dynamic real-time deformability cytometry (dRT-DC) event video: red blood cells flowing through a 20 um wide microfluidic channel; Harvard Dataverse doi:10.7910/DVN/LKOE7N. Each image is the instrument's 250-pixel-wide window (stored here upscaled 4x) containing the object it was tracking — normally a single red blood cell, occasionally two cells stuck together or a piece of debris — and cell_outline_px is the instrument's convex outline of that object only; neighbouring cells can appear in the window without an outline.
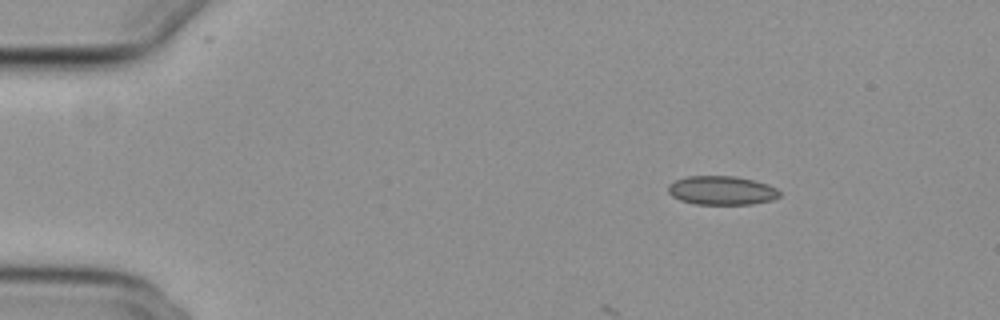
{"species": "common noctule bat (a hibernating species)", "species_latin": "Nyctalus noctula", "temperature_condition": "cold", "stored_images_in_passage": 9, "camera_frame_rate_fps": 3000, "um_per_image_px": 0.085, "animal": {"sex": "female", "body_mass_g": 29.2, "forearm_length_mm": 56.3}, "frame": {"image": 1, "passage_image": 1, "time_ms": 0.0, "image_size_px": [1000, 320], "cell_outline_px": [[780, 196], [772, 200], [752, 204], [696, 204], [680, 200], [672, 196], [668, 192], [668, 184], [676, 180], [688, 176], [736, 176], [768, 184], [776, 188], [780, 192]], "centroid_in_image_um": [61.34, 16.18], "position_along_channel_um": 23.7, "area_um2": 18.73}}